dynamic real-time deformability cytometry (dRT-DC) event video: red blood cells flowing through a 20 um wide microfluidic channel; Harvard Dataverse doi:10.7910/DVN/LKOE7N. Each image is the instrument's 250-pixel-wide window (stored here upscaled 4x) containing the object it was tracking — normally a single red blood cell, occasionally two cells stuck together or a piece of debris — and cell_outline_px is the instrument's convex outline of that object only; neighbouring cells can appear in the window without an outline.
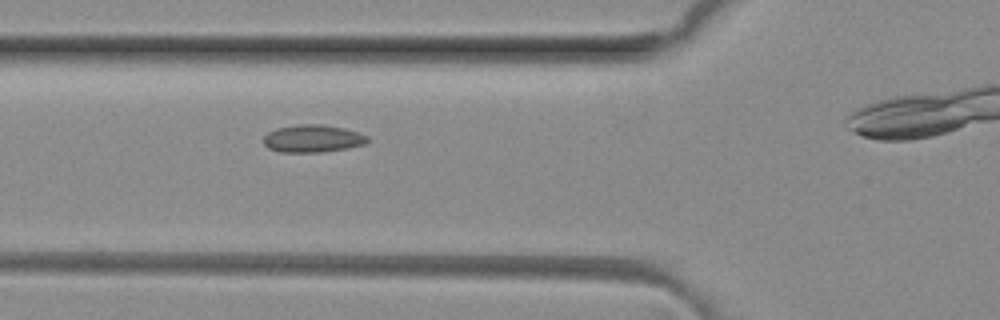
{"species": "common noctule bat (a hibernating species)", "species_latin": "Nyctalus noctula", "temperature_condition": "room temperature", "stored_images_in_passage": 4, "camera_frame_rate_fps": 3000, "um_per_image_px": 0.085, "animal": {"sex": "female", "body_mass_g": 29.2, "forearm_length_mm": 56.3}, "frame": {"image": 1, "passage_image": 3, "time_ms": 0.667, "image_size_px": [1000, 320], "cell_outline_px": [[368, 140], [364, 144], [348, 148], [324, 152], [280, 152], [268, 148], [264, 144], [264, 136], [268, 132], [276, 128], [296, 124], [324, 124], [344, 128], [360, 132], [368, 136]], "centroid_in_image_um": [26.58, 11.77], "position_along_channel_um": 99.2, "area_um2": 16.88}}